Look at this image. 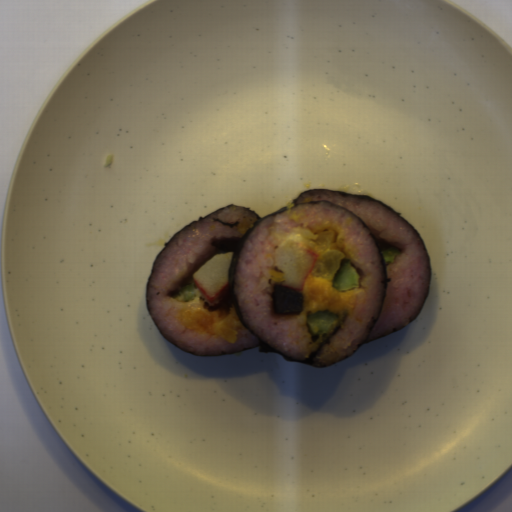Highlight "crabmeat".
I'll return each mask as SVG.
<instances>
[{"instance_id": "obj_1", "label": "crabmeat", "mask_w": 512, "mask_h": 512, "mask_svg": "<svg viewBox=\"0 0 512 512\" xmlns=\"http://www.w3.org/2000/svg\"><path fill=\"white\" fill-rule=\"evenodd\" d=\"M318 255L302 243L289 241L276 252L275 266L284 273L281 285L303 291L309 274L317 263Z\"/></svg>"}, {"instance_id": "obj_2", "label": "crabmeat", "mask_w": 512, "mask_h": 512, "mask_svg": "<svg viewBox=\"0 0 512 512\" xmlns=\"http://www.w3.org/2000/svg\"><path fill=\"white\" fill-rule=\"evenodd\" d=\"M233 254H216L192 274L196 288L212 308L227 295Z\"/></svg>"}]
</instances>
